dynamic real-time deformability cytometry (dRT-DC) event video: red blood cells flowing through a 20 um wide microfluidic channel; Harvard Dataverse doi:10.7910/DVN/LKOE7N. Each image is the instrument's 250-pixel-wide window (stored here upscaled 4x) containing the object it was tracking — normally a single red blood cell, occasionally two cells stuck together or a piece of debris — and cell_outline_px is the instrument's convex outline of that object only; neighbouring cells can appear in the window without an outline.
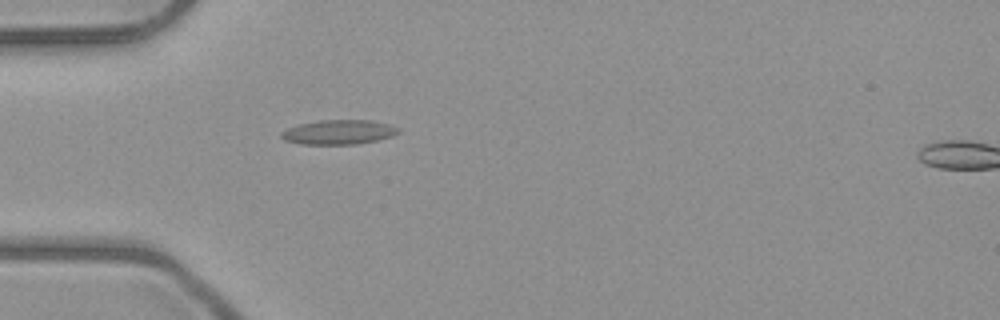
{"species": "common noctule bat (a hibernating species)", "species_latin": "Nyctalus noctula", "temperature_condition": "room temperature", "stored_images_in_passage": 4, "camera_frame_rate_fps": 3000, "um_per_image_px": 0.085, "animal": {"sex": "male", "body_mass_g": 23.1, "forearm_length_mm": 52.7}, "frame": {"image": 1, "passage_image": 3, "time_ms": 2.333, "image_size_px": [1000, 320], "cell_outline_px": [[400, 132], [392, 136], [376, 140], [356, 144], [300, 144], [284, 140], [280, 136], [280, 132], [288, 128], [300, 124], [320, 120], [372, 120], [388, 124], [400, 128]], "centroid_in_image_um": [28.79, 11.23], "position_along_channel_um": 56.2, "area_um2": 16.7}}